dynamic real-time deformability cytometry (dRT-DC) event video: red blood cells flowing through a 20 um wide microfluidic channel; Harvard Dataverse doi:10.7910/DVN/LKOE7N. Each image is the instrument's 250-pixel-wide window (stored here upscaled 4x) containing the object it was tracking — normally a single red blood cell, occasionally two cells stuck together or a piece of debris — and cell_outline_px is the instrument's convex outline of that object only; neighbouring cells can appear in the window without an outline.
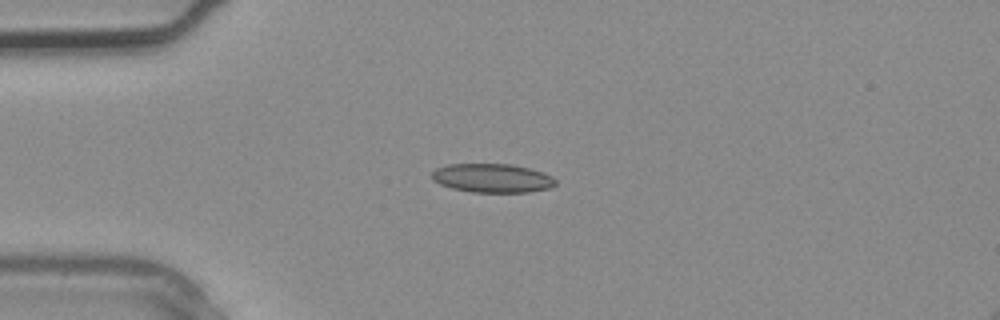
{"species": "common noctule bat (a hibernating species)", "species_latin": "Nyctalus noctula", "temperature_condition": "warm", "stored_images_in_passage": 2, "camera_frame_rate_fps": 3000, "um_per_image_px": 0.085, "animal": {"sex": "male", "body_mass_g": 20.4}, "frame": {"image": 1, "passage_image": 2, "time_ms": 0.333, "image_size_px": [1000, 320], "cell_outline_px": [[556, 184], [548, 188], [528, 192], [472, 192], [452, 188], [440, 184], [432, 180], [432, 172], [436, 168], [448, 164], [512, 164], [544, 172], [552, 176], [556, 180]], "centroid_in_image_um": [41.84, 15.13], "position_along_channel_um": 43.2, "area_um2": 20.81}}